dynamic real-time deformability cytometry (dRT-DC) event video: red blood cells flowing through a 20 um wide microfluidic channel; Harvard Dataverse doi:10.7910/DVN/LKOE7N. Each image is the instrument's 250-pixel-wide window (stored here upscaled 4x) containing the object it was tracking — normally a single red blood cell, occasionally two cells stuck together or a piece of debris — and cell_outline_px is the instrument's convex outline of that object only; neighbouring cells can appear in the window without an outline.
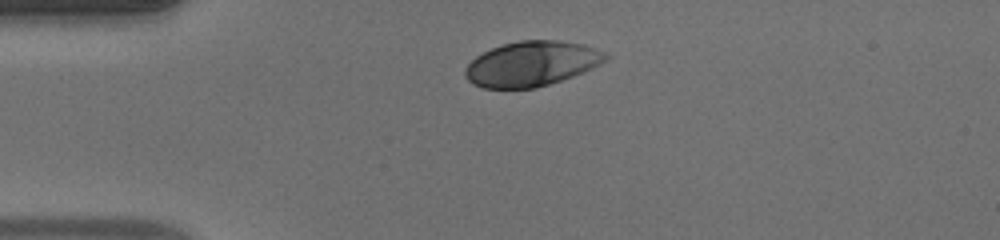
{"species": "human", "species_latin": "Homo sapiens", "temperature_condition": "warm", "stored_images_in_passage": 30, "camera_frame_rate_fps": 3000, "um_per_image_px": 0.085, "donor": {"sex": "male"}, "frame": {"image": 1, "passage_image": 1, "time_ms": 0.0, "image_size_px": [1000, 240], "cell_outline_px": [[612, 56], [600, 64], [592, 68], [572, 76], [536, 88], [484, 88], [472, 84], [464, 76], [464, 68], [476, 56], [492, 48], [504, 44], [520, 40], [560, 40], [584, 44], [604, 52]], "centroid_in_image_um": [45.18, 5.41], "position_along_channel_um": 39.8, "area_um2": 36.76}}
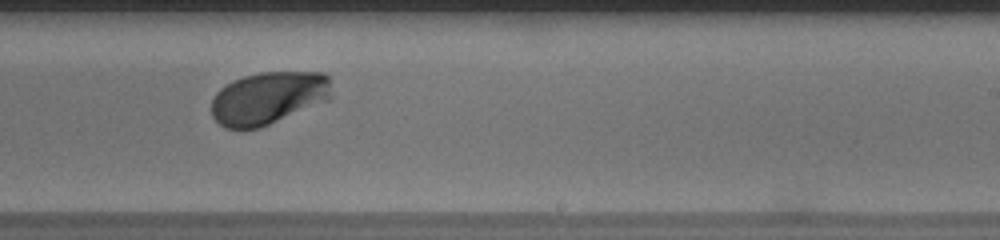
{"frame": {"image": 2, "passage_image": 20, "time_ms": 6.333, "image_size_px": [1000, 240], "cell_outline_px": [[332, 96], [328, 100], [260, 128], [224, 128], [212, 116], [212, 100], [216, 92], [220, 88], [244, 76], [260, 72], [324, 72], [328, 76]], "centroid_in_image_um": [22.82, 8.32], "position_along_channel_um": 266.2, "area_um2": 36.65}}
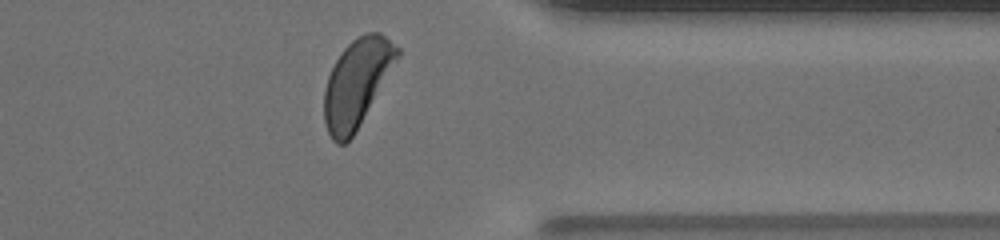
{"frame": {"image": 3, "passage_image": 29, "time_ms": 9.333, "image_size_px": [1000, 240], "cell_outline_px": [[400, 56], [356, 132], [344, 144], [336, 144], [332, 140], [324, 124], [324, 92], [328, 76], [336, 60], [344, 48], [352, 40], [364, 32], [380, 32], [400, 48]], "centroid_in_image_um": [30.34, 7.05], "position_along_channel_um": 381.1, "area_um2": 37.28}, "authors_computed_cell_mechanics": {"area_um2": 36.9342, "velocity_mm_per_s": 4.0827, "shape_relaxation_time_tau1_ms": 1.6006, "shape_relaxation_time_tau2_ms": null, "deformation_change_tau1": 0.1478, "deformation_change_tau2": null}}